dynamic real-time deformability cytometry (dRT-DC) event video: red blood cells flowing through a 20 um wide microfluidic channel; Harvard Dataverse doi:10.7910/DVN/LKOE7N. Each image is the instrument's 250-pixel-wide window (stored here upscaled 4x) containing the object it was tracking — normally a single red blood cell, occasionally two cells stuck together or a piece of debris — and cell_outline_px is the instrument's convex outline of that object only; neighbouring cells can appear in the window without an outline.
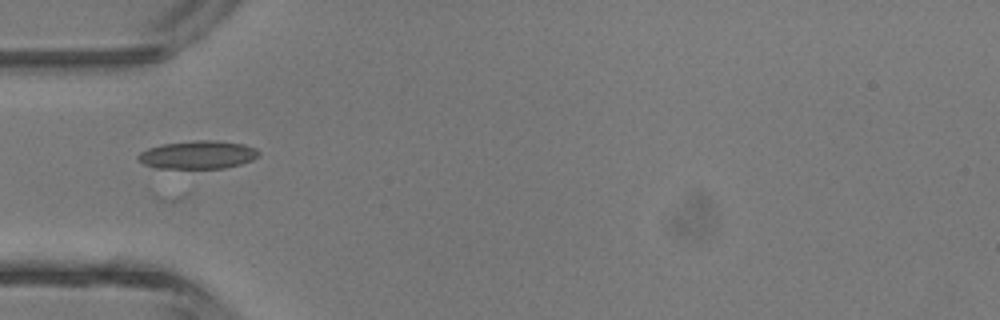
{"species": "common noctule bat (a hibernating species)", "species_latin": "Nyctalus noctula", "temperature_condition": "room temperature", "stored_images_in_passage": 6, "camera_frame_rate_fps": 3000, "um_per_image_px": 0.085, "animal": {"sex": "male", "body_mass_g": 13.3}, "frame": {"image": 1, "passage_image": 4, "time_ms": 3.667, "image_size_px": [1000, 320], "cell_outline_px": [[260, 156], [252, 160], [240, 164], [224, 168], [156, 168], [144, 164], [136, 156], [140, 152], [148, 148], [160, 144], [196, 140], [216, 140], [244, 144], [256, 148], [260, 152]], "centroid_in_image_um": [16.83, 13.15], "position_along_channel_um": 68.2, "area_um2": 19.88}}
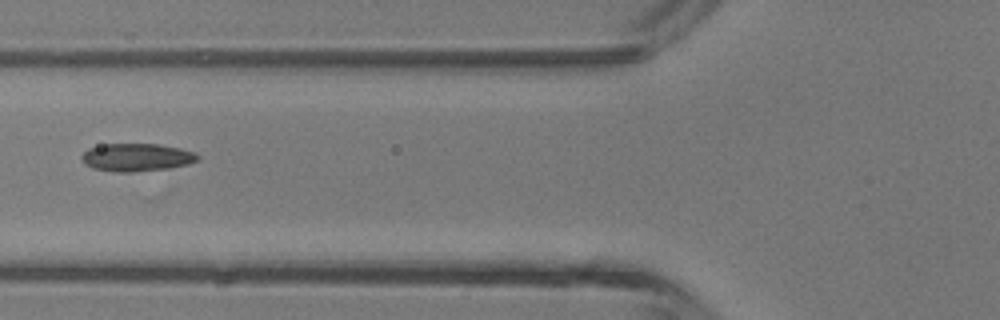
{"frame": {"image": 2, "passage_image": 5, "time_ms": 4.667, "image_size_px": [1000, 320], "cell_outline_px": [[200, 160], [188, 164], [168, 168], [132, 172], [112, 172], [92, 168], [84, 164], [80, 156], [88, 148], [104, 144], [160, 144], [180, 148], [196, 152], [200, 156]], "centroid_in_image_um": [11.62, 13.37], "position_along_channel_um": 114.2, "area_um2": 19.07}}
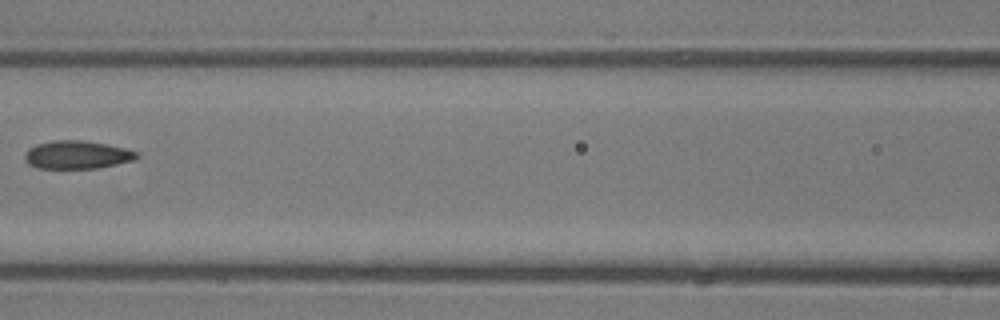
{"frame": {"image": 3, "passage_image": 6, "time_ms": 5.667, "image_size_px": [1000, 320], "cell_outline_px": [[140, 156], [136, 160], [96, 168], [36, 168], [28, 164], [24, 160], [24, 156], [28, 148], [36, 144], [56, 140], [84, 140], [108, 144], [140, 152]], "centroid_in_image_um": [6.57, 13.15], "position_along_channel_um": 160.0, "area_um2": 18.55}}